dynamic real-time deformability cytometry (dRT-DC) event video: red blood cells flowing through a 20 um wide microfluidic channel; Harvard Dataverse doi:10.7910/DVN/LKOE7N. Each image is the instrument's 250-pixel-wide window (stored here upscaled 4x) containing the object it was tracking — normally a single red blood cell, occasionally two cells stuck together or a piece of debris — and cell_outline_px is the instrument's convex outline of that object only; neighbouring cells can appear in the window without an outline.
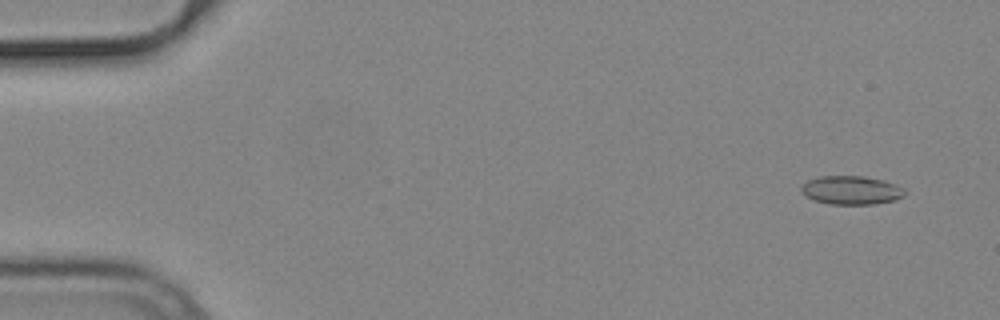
{"species": "common noctule bat (a hibernating species)", "species_latin": "Nyctalus noctula", "temperature_condition": "cold", "stored_images_in_passage": 19, "camera_frame_rate_fps": 3000, "um_per_image_px": 0.085, "animal": {"sex": "male", "body_mass_g": 19.2, "forearm_length_mm": 51.8}, "frame": {"image": 1, "passage_image": 4, "time_ms": 1.0, "image_size_px": [1000, 320], "cell_outline_px": [[904, 196], [896, 200], [872, 204], [832, 204], [812, 200], [804, 196], [800, 192], [800, 188], [808, 180], [820, 176], [864, 176], [884, 180], [896, 184], [904, 188]], "centroid_in_image_um": [72.34, 16.16], "position_along_channel_um": 12.7, "area_um2": 17.4}}
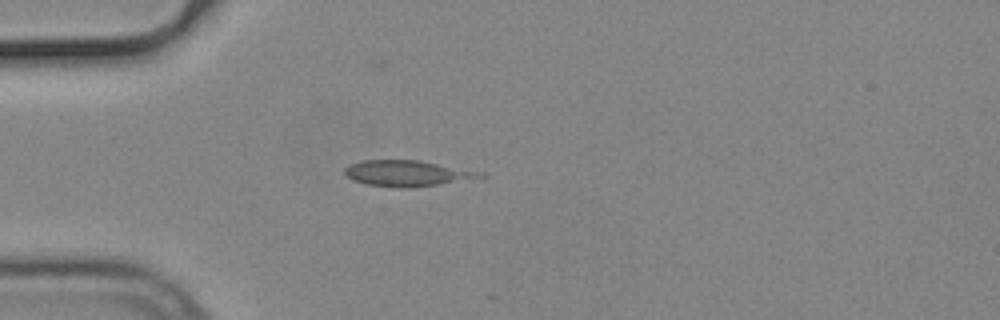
{"frame": {"image": 2, "passage_image": 16, "time_ms": 5.0, "image_size_px": [1000, 320], "cell_outline_px": [[488, 176], [436, 184], [408, 188], [396, 188], [368, 184], [352, 180], [344, 172], [344, 168], [348, 164], [360, 160], [420, 160], [484, 172]], "centroid_in_image_um": [34.58, 14.72], "position_along_channel_um": 50.4, "area_um2": 20.4}}